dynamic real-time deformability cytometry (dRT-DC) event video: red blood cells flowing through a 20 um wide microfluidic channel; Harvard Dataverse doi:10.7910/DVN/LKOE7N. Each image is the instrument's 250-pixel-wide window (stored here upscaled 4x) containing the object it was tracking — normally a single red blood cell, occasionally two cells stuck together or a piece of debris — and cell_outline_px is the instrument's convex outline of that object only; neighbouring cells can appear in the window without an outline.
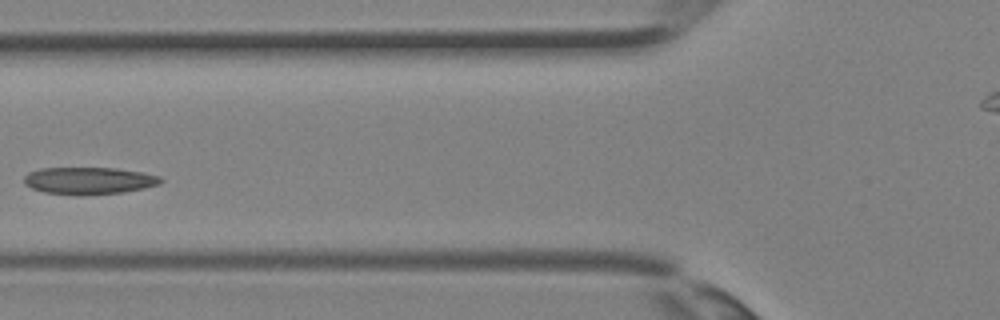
{"species": "Egyptian fruit bat (a non-hibernating species)", "species_latin": "Rousettus aegyptiacus", "temperature_condition": "room temperature", "stored_images_in_passage": 32, "camera_frame_rate_fps": 3000, "um_per_image_px": 0.085, "animal": {"sex": "female"}, "frame": {"image": 1, "passage_image": 10, "time_ms": 3.0, "image_size_px": [1000, 320], "cell_outline_px": [[164, 180], [160, 184], [144, 188], [124, 192], [80, 196], [44, 192], [32, 188], [24, 184], [24, 176], [28, 172], [40, 168], [116, 168], [144, 172], [160, 176]], "centroid_in_image_um": [7.57, 15.36], "position_along_channel_um": 118.2, "area_um2": 21.91}}
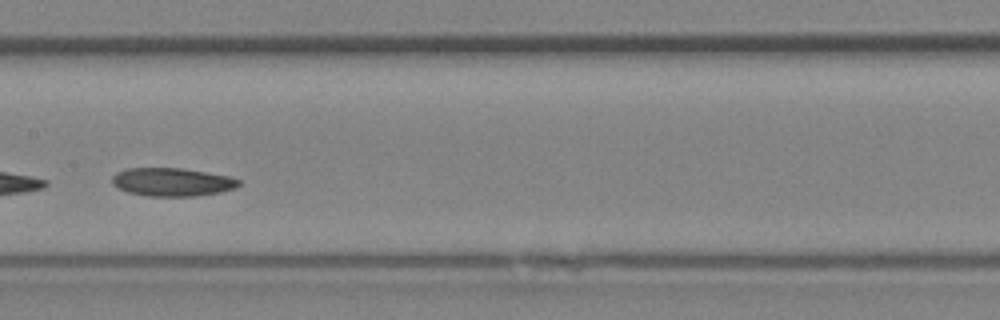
{"frame": {"image": 2, "passage_image": 14, "time_ms": 4.333, "image_size_px": [1000, 320], "cell_outline_px": [[240, 184], [236, 188], [220, 192], [196, 196], [148, 196], [128, 192], [112, 184], [112, 176], [116, 172], [124, 168], [180, 168], [228, 176], [240, 180]], "centroid_in_image_um": [14.61, 15.47], "position_along_channel_um": 192.8, "area_um2": 20.81}}